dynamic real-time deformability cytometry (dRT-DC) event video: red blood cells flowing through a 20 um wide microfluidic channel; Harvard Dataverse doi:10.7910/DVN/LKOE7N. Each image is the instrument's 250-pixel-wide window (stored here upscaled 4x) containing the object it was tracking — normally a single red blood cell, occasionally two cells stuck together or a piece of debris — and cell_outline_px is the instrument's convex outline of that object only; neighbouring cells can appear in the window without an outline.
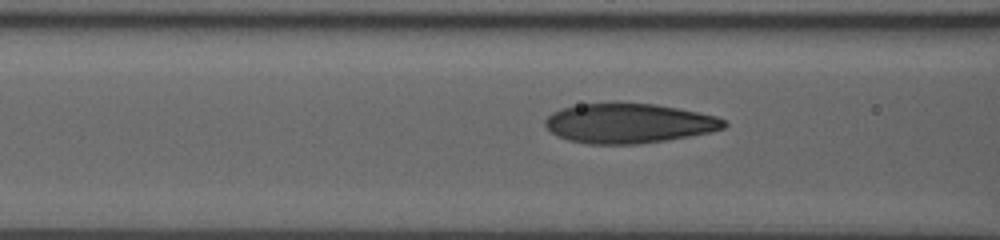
{"species": "human", "species_latin": "Homo sapiens", "temperature_condition": "room temperature", "stored_images_in_passage": 28, "camera_frame_rate_fps": 3000, "um_per_image_px": 0.085, "donor": {"sex": "male"}, "frame": {"image": 1, "passage_image": 24, "time_ms": 7.333, "image_size_px": [1000, 240], "cell_outline_px": [[728, 124], [724, 128], [712, 132], [664, 140], [636, 144], [588, 144], [568, 140], [556, 136], [544, 124], [544, 120], [552, 112], [560, 108], [580, 104], [656, 104], [716, 116], [724, 120]], "centroid_in_image_um": [53.42, 10.49], "position_along_channel_um": 113.2, "area_um2": 40.98}}